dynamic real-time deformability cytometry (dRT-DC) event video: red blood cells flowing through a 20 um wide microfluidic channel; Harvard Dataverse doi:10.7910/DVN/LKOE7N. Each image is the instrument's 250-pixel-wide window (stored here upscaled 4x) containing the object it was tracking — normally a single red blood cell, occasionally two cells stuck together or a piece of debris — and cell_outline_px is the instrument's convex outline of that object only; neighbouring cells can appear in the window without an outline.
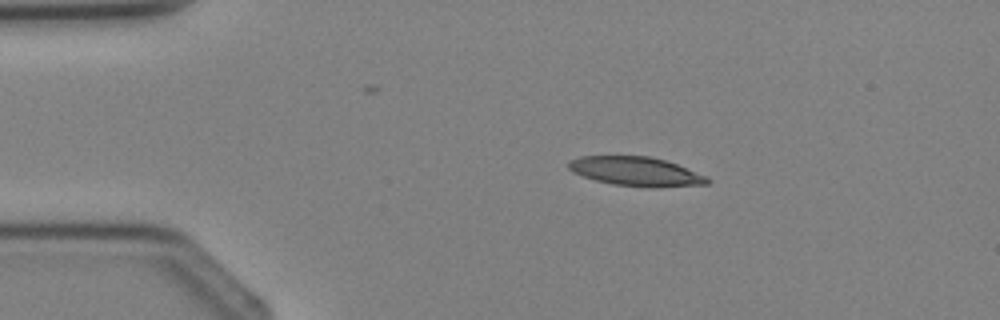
{"species": "Egyptian fruit bat (a non-hibernating species)", "species_latin": "Rousettus aegyptiacus", "temperature_condition": "cold", "stored_images_in_passage": 2, "camera_frame_rate_fps": 3000, "um_per_image_px": 0.085, "animal": {"sex": "female"}, "frame": {"image": 1, "passage_image": 1, "time_ms": 0.0, "image_size_px": [1000, 320], "cell_outline_px": [[712, 180], [708, 184], [652, 188], [612, 184], [596, 180], [572, 172], [568, 168], [568, 160], [580, 156], [648, 156], [664, 160], [676, 164], [708, 176]], "centroid_in_image_um": [54.07, 14.58], "position_along_channel_um": 30.9, "area_um2": 23.64}}